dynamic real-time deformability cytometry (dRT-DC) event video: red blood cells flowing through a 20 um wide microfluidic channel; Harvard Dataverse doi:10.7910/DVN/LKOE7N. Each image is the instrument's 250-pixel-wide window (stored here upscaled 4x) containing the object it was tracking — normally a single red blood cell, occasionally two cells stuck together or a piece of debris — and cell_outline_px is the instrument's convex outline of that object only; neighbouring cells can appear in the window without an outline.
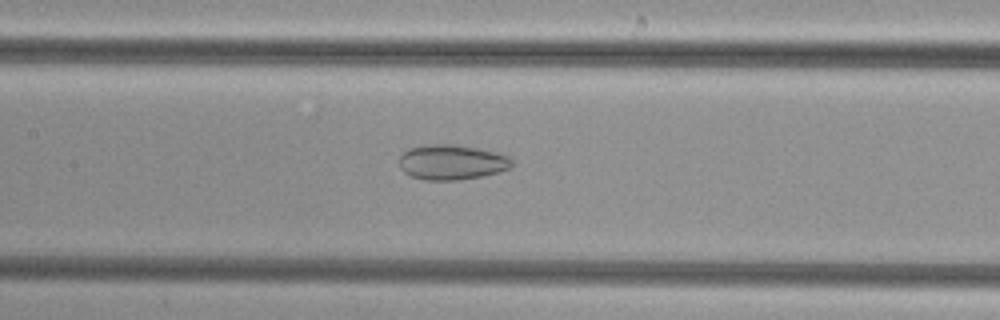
{"species": "common noctule bat (a hibernating species)", "species_latin": "Nyctalus noctula", "temperature_condition": "cold", "stored_images_in_passage": 46, "camera_frame_rate_fps": 3000, "um_per_image_px": 0.085, "animal": {"sex": "female", "body_mass_g": 29.2, "forearm_length_mm": 56.3}, "frame": {"image": 1, "passage_image": 24, "time_ms": 7.667, "image_size_px": [1000, 320], "cell_outline_px": [[512, 164], [508, 168], [500, 172], [480, 176], [456, 180], [424, 180], [412, 176], [404, 172], [400, 168], [400, 156], [408, 148], [428, 144], [452, 144], [476, 148], [496, 152], [508, 156], [512, 160]], "centroid_in_image_um": [38.38, 13.78], "position_along_channel_um": 169.0, "area_um2": 22.89}}
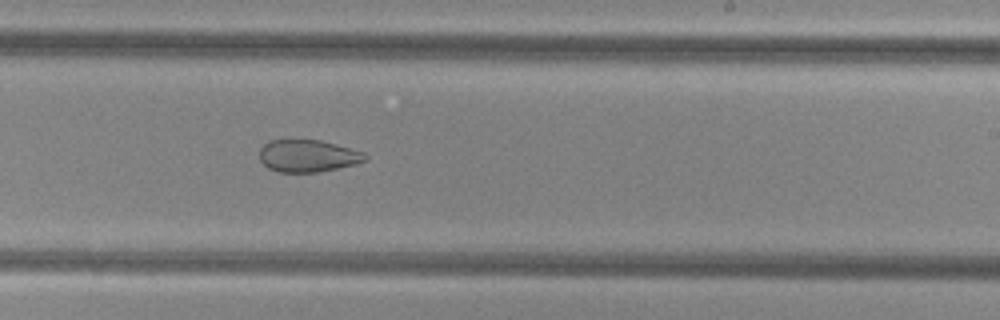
{"frame": {"image": 2, "passage_image": 31, "time_ms": 10.0, "image_size_px": [1000, 320], "cell_outline_px": [[368, 160], [356, 164], [316, 172], [280, 172], [268, 168], [260, 160], [260, 148], [268, 140], [320, 140], [336, 144], [364, 152], [368, 156]], "centroid_in_image_um": [26.18, 13.24], "position_along_channel_um": 262.8, "area_um2": 19.83}}
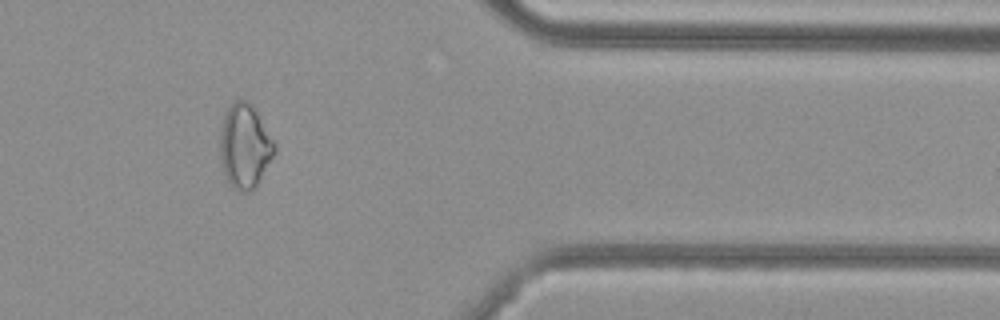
{"frame": {"image": 3, "passage_image": 42, "time_ms": 13.667, "image_size_px": [1000, 320], "cell_outline_px": [[276, 152], [256, 188], [248, 192], [240, 192], [232, 188], [228, 184], [224, 176], [220, 156], [220, 132], [224, 116], [228, 108], [236, 100], [248, 100], [252, 104], [276, 144]], "centroid_in_image_um": [20.81, 12.47], "position_along_channel_um": 390.6, "area_um2": 27.05}}